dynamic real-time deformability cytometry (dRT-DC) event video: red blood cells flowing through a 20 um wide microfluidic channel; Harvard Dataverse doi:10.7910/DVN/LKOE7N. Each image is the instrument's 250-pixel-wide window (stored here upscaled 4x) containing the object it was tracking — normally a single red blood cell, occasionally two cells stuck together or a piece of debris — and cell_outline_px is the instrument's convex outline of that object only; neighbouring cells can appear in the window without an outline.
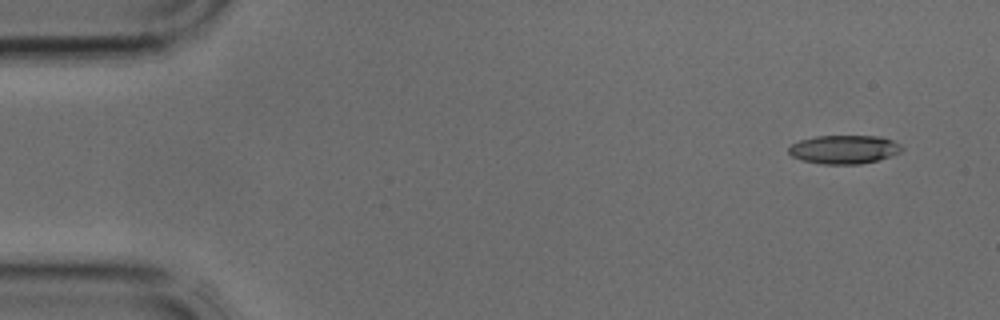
{"species": "common noctule bat (a hibernating species)", "species_latin": "Nyctalus noctula", "temperature_condition": "cold", "stored_images_in_passage": 4, "segment_of_instrument_passage": [1, 2], "camera_frame_rate_fps": 3000, "um_per_image_px": 0.085, "animal": {"sex": "male", "body_mass_g": 17.9, "forearm_length_mm": 54.2}, "frame": {"image": 1, "passage_image": 1, "time_ms": 0.0, "image_size_px": [1000, 320], "cell_outline_px": [[904, 148], [900, 152], [892, 156], [860, 164], [824, 164], [804, 160], [792, 156], [788, 152], [788, 148], [792, 144], [800, 140], [816, 136], [880, 136], [892, 140], [900, 144]], "centroid_in_image_um": [71.77, 12.69], "position_along_channel_um": 13.2, "area_um2": 18.79}}
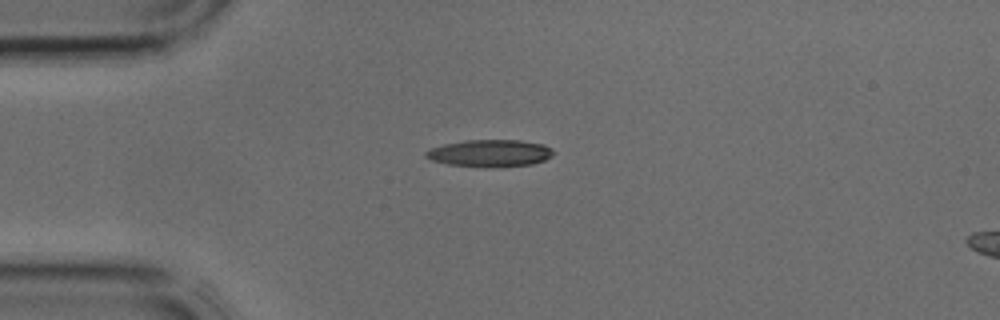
{"frame": {"image": 2, "passage_image": 3, "time_ms": 0.667, "image_size_px": [1000, 320], "cell_outline_px": [[552, 156], [544, 160], [532, 164], [500, 168], [492, 168], [448, 164], [432, 160], [424, 156], [424, 152], [432, 148], [444, 144], [464, 140], [520, 140], [544, 144], [552, 148]], "centroid_in_image_um": [41.66, 13.03], "position_along_channel_um": 43.3, "area_um2": 20.35}}